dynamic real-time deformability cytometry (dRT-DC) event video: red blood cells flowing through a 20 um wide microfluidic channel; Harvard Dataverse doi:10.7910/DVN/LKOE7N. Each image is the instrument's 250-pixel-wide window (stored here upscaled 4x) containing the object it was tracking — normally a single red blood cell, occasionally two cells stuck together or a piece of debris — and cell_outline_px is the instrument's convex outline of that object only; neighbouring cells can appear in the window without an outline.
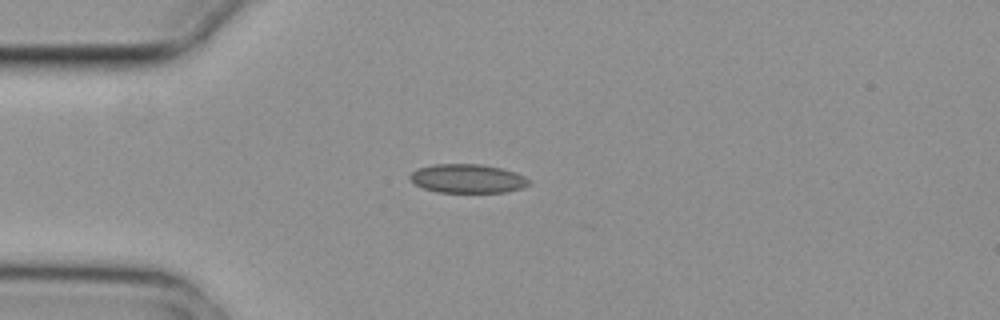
{"species": "common noctule bat (a hibernating species)", "species_latin": "Nyctalus noctula", "temperature_condition": "cold", "stored_images_in_passage": 6, "camera_frame_rate_fps": 3000, "um_per_image_px": 0.085, "animal": {"sex": "female", "body_mass_g": 29.2, "forearm_length_mm": 56.3}, "frame": {"image": 1, "passage_image": 4, "time_ms": 1.0, "image_size_px": [1000, 320], "cell_outline_px": [[532, 184], [524, 188], [504, 192], [436, 192], [424, 188], [416, 184], [408, 176], [412, 172], [420, 168], [436, 164], [480, 164], [500, 168], [516, 172], [532, 180]], "centroid_in_image_um": [39.81, 15.18], "position_along_channel_um": 45.2, "area_um2": 20.0}}
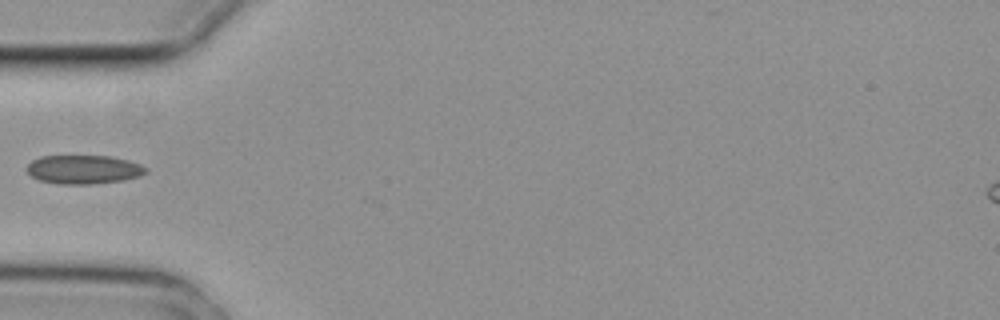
{"frame": {"image": 2, "passage_image": 5, "time_ms": 1.333, "image_size_px": [1000, 320], "cell_outline_px": [[148, 172], [140, 176], [124, 180], [92, 184], [60, 184], [40, 180], [32, 176], [24, 168], [32, 160], [40, 156], [112, 156], [128, 160], [140, 164], [148, 168]], "centroid_in_image_um": [7.12, 14.4], "position_along_channel_um": 77.9, "area_um2": 20.11}}
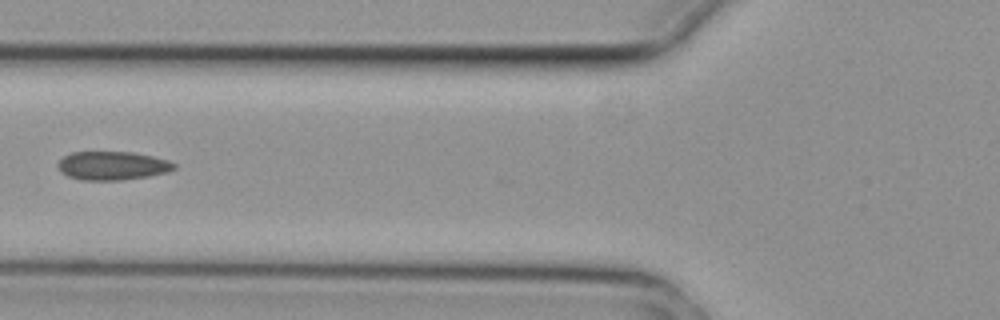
{"frame": {"image": 3, "passage_image": 6, "time_ms": 1.667, "image_size_px": [1000, 320], "cell_outline_px": [[176, 168], [168, 172], [148, 176], [120, 180], [80, 180], [68, 176], [60, 172], [56, 164], [64, 156], [72, 152], [132, 152], [152, 156], [168, 160], [176, 164]], "centroid_in_image_um": [9.54, 14.08], "position_along_channel_um": 116.3, "area_um2": 19.42}}